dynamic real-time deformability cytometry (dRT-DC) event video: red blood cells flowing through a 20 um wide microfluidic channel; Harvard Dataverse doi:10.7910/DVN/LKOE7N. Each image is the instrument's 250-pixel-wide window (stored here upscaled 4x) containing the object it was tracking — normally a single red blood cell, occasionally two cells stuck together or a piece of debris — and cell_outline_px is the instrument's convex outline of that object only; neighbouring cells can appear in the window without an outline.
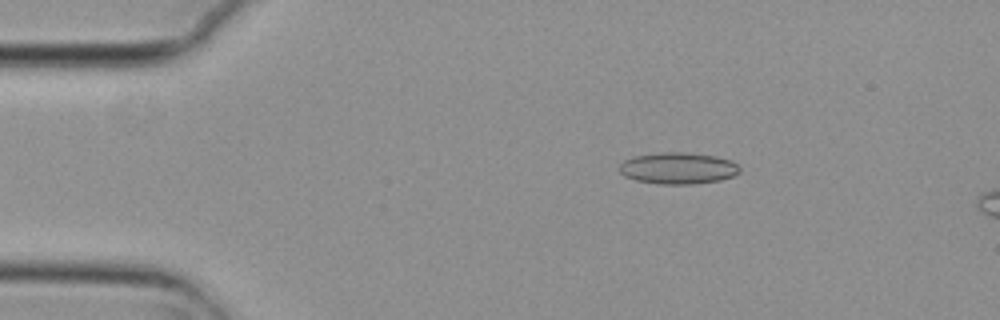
{"species": "common noctule bat (a hibernating species)", "species_latin": "Nyctalus noctula", "temperature_condition": "cold", "stored_images_in_passage": 5, "camera_frame_rate_fps": 3000, "um_per_image_px": 0.085, "animal": {"sex": "female", "body_mass_g": 29.2, "forearm_length_mm": 56.3}, "frame": {"image": 1, "passage_image": 3, "time_ms": 0.667, "image_size_px": [1000, 320], "cell_outline_px": [[740, 172], [732, 176], [720, 180], [692, 184], [660, 184], [636, 180], [624, 176], [616, 168], [624, 160], [632, 156], [660, 152], [688, 152], [716, 156], [732, 160], [740, 168]], "centroid_in_image_um": [57.61, 14.28], "position_along_channel_um": 27.4, "area_um2": 22.37}}